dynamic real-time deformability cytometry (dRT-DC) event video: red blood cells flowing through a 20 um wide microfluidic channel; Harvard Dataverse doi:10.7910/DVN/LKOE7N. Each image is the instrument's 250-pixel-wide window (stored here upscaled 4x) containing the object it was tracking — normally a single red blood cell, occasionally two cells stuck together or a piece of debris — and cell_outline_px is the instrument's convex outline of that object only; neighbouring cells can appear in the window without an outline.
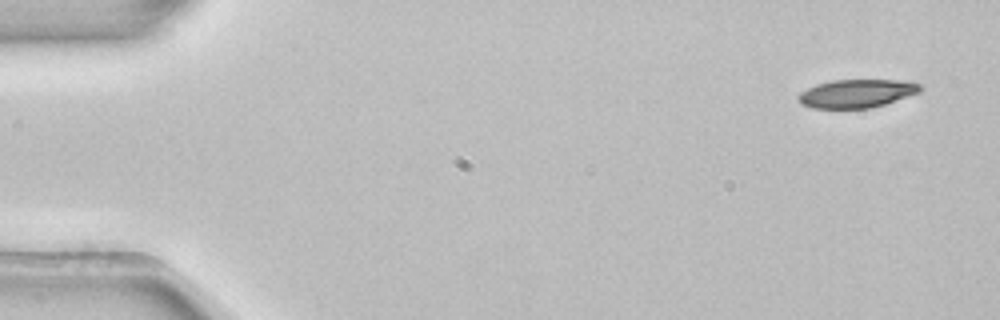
{"species": "common noctule bat (a hibernating species)", "species_latin": "Nyctalus noctula", "temperature_condition": "room temperature", "stored_images_in_passage": 4, "camera_frame_rate_fps": 3000, "um_per_image_px": 0.085, "animal": {"sex": "female", "body_mass_g": 22.7, "forearm_length_mm": 54.2}, "frame": {"image": 1, "passage_image": 1, "time_ms": 0.0, "image_size_px": [1000, 320], "cell_outline_px": [[924, 88], [920, 92], [884, 104], [868, 108], [812, 108], [800, 104], [796, 96], [800, 92], [816, 84], [832, 80], [912, 80], [920, 84]], "centroid_in_image_um": [72.83, 7.93], "position_along_channel_um": 12.2, "area_um2": 20.29}}
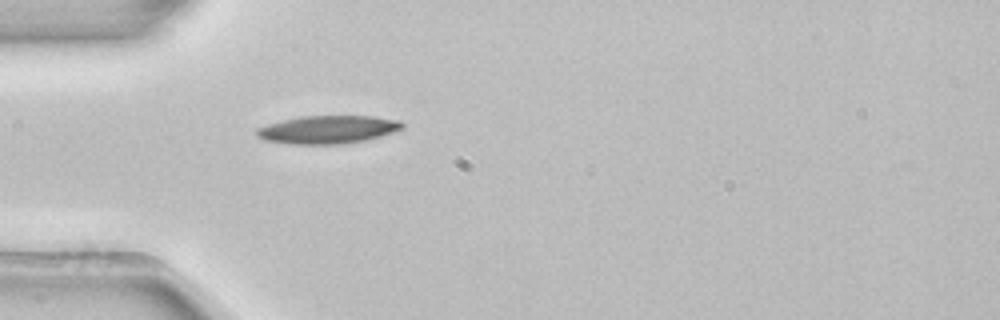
{"frame": {"image": 2, "passage_image": 4, "time_ms": 1.0, "image_size_px": [1000, 320], "cell_outline_px": [[404, 128], [380, 136], [364, 140], [340, 144], [288, 144], [264, 140], [256, 136], [256, 128], [268, 124], [300, 116], [372, 116], [400, 120], [404, 124]], "centroid_in_image_um": [27.85, 11.01], "position_along_channel_um": 57.2, "area_um2": 23.76}}